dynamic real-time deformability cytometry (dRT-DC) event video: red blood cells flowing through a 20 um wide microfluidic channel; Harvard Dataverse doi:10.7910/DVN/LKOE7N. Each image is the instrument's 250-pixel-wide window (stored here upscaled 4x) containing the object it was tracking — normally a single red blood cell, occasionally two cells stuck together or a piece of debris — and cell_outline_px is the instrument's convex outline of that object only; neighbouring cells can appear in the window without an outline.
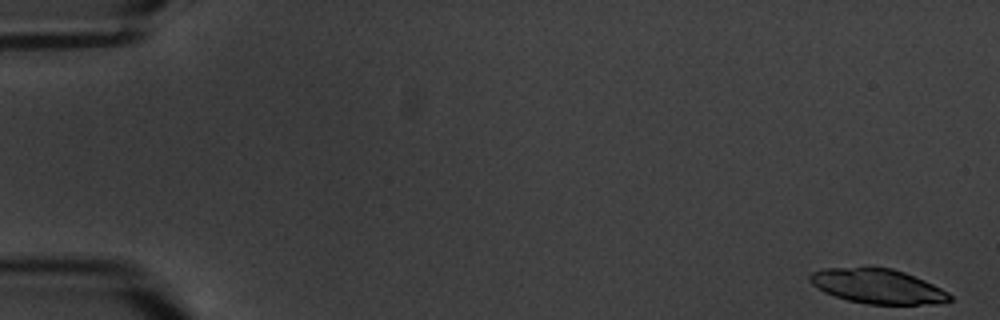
{"species": "common noctule bat (a hibernating species)", "species_latin": "Nyctalus noctula", "temperature_condition": "warm", "stored_images_in_passage": 6, "camera_frame_rate_fps": 3000, "um_per_image_px": 0.085, "animal": {"sex": "male", "body_mass_g": 20.1, "forearm_length_mm": 53.5}, "frame": {"image": 1, "passage_image": 1, "time_ms": 0.0, "image_size_px": [1000, 320], "cell_outline_px": [[952, 300], [940, 304], [868, 304], [848, 300], [824, 292], [812, 284], [808, 280], [808, 276], [812, 272], [824, 268], [892, 268], [904, 272], [924, 280], [948, 292], [952, 296]], "centroid_in_image_um": [74.61, 24.34], "position_along_channel_um": 10.4, "area_um2": 28.03}}
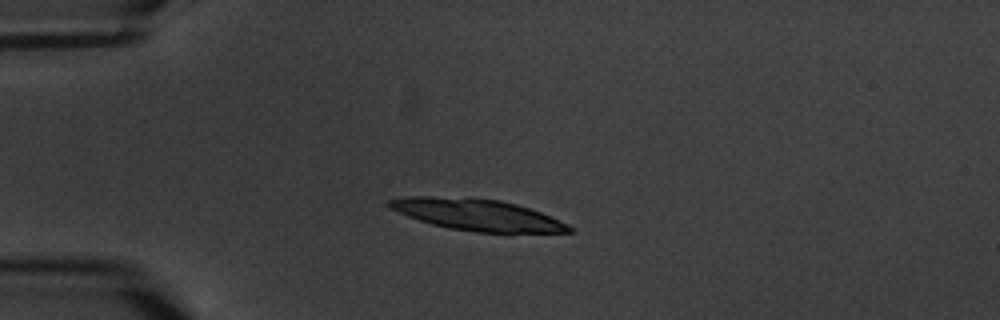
{"frame": {"image": 2, "passage_image": 5, "time_ms": 4.667, "image_size_px": [1000, 320], "cell_outline_px": [[576, 232], [476, 232], [448, 228], [432, 224], [408, 216], [392, 208], [388, 204], [388, 200], [408, 196], [432, 196], [500, 200], [516, 204], [540, 212], [568, 224]], "centroid_in_image_um": [40.58, 18.26], "position_along_channel_um": 44.4, "area_um2": 32.31}}